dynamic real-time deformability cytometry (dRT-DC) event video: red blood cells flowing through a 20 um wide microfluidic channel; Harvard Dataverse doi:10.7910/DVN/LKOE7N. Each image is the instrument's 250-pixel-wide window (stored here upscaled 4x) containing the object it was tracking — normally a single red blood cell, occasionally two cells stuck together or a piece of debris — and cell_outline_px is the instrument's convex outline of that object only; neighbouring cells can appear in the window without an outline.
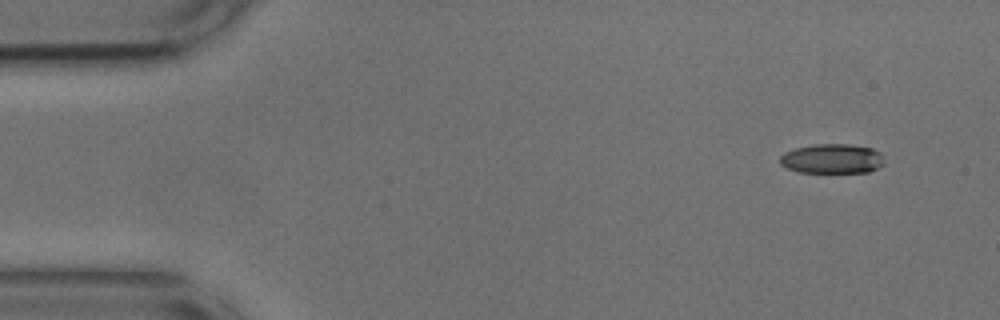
{"species": "common noctule bat (a hibernating species)", "species_latin": "Nyctalus noctula", "temperature_condition": "cold", "stored_images_in_passage": 50, "camera_frame_rate_fps": 3000, "um_per_image_px": 0.085, "animal": {"sex": "male", "body_mass_g": 17.9, "forearm_length_mm": 54.2}, "frame": {"image": 1, "passage_image": 1, "time_ms": 0.0, "image_size_px": [1000, 320], "cell_outline_px": [[884, 164], [868, 172], [796, 172], [780, 164], [780, 156], [784, 152], [796, 148], [812, 144], [848, 144], [872, 148], [880, 152]], "centroid_in_image_um": [70.71, 13.48], "position_along_channel_um": 14.3, "area_um2": 17.98}}
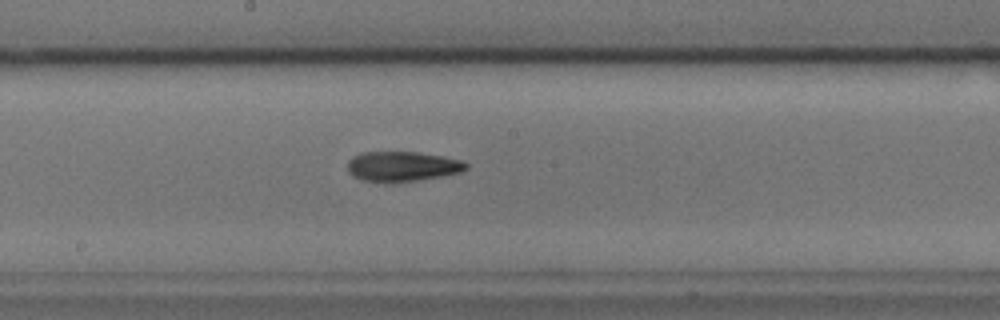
{"frame": {"image": 2, "passage_image": 25, "time_ms": 8.0, "image_size_px": [1000, 320], "cell_outline_px": [[468, 168], [460, 172], [444, 176], [420, 180], [364, 180], [352, 176], [348, 172], [348, 160], [352, 156], [364, 152], [416, 152], [440, 156], [460, 160], [468, 164]], "centroid_in_image_um": [34.2, 14.12], "position_along_channel_um": 214.0, "area_um2": 20.17}}
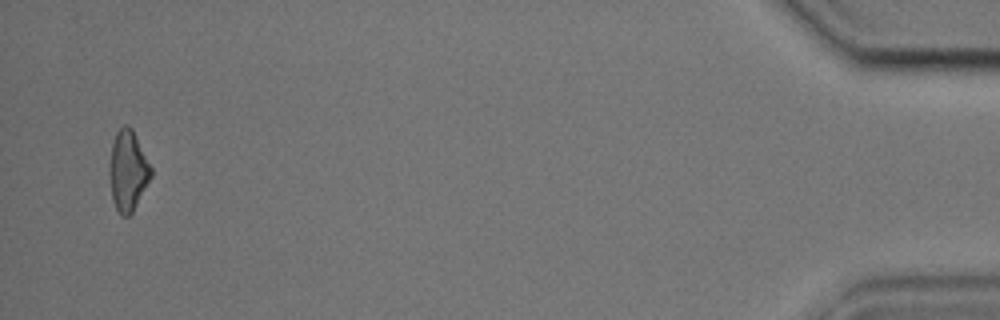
{"frame": {"image": 3, "passage_image": 49, "time_ms": 16.0, "image_size_px": [1000, 320], "cell_outline_px": [[152, 176], [132, 212], [128, 216], [120, 216], [112, 200], [108, 176], [108, 168], [112, 144], [116, 132], [124, 124], [128, 124], [132, 128], [152, 168]], "centroid_in_image_um": [10.85, 14.51], "position_along_channel_um": 424.4, "area_um2": 19.65}, "authors_computed_cell_mechanics": {"area_um2": 19.941, "velocity_mm_per_s": 3.7086, "shape_relaxation_time_tau1_ms": 4.4146, "shape_relaxation_time_tau2_ms": 5.6686, "deformation_change_tau1": 0.1566, "deformation_change_tau2": 0.1741}}